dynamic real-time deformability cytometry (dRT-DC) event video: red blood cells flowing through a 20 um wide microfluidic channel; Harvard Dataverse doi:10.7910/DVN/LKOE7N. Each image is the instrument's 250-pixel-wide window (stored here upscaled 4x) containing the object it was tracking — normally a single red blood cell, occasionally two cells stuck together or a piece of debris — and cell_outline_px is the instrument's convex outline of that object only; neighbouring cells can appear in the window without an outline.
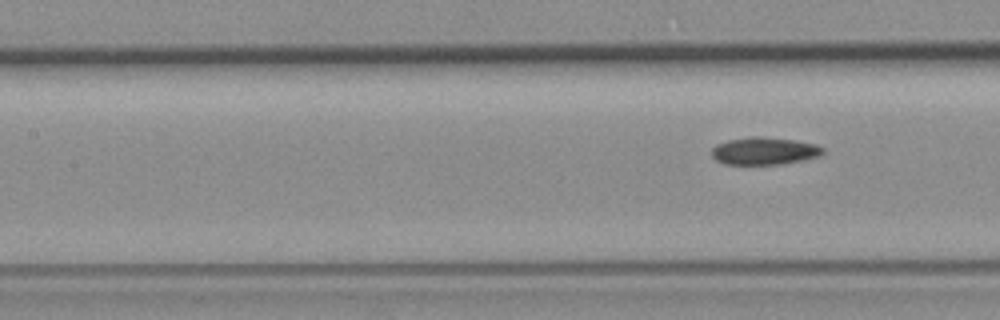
{"species": "common noctule bat (a hibernating species)", "species_latin": "Nyctalus noctula", "temperature_condition": "room temperature", "stored_images_in_passage": 7, "segment_of_instrument_passage": [2, 2], "camera_frame_rate_fps": 3000, "um_per_image_px": 0.085, "animal": {"sex": "female", "body_mass_g": 19.3, "forearm_length_mm": 54.1}, "frame": {"image": 1, "passage_image": 7, "time_ms": 11.0, "image_size_px": [1000, 320], "cell_outline_px": [[824, 152], [820, 156], [780, 164], [724, 164], [716, 160], [712, 156], [712, 148], [716, 144], [728, 140], [748, 136], [760, 136], [796, 140], [816, 144], [824, 148]], "centroid_in_image_um": [64.96, 12.82], "position_along_channel_um": 142.4, "area_um2": 17.86}}